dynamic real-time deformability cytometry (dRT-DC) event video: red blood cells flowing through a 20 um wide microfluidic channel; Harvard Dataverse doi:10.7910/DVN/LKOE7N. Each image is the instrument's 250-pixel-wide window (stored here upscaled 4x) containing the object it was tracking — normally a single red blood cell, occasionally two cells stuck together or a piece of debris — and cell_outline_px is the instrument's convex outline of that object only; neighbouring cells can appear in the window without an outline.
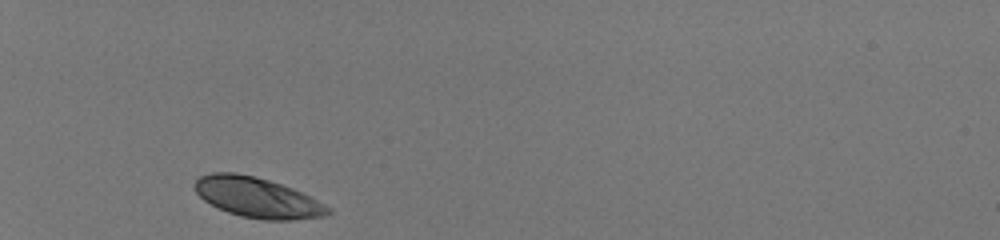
{"species": "human", "species_latin": "Homo sapiens", "temperature_condition": "room temperature", "stored_images_in_passage": 30, "camera_frame_rate_fps": 3000, "um_per_image_px": 0.085, "donor": {"sex": "male"}, "frame": {"image": 1, "passage_image": 1, "time_ms": 0.0, "image_size_px": [1000, 240], "cell_outline_px": [[332, 212], [324, 216], [292, 220], [264, 220], [240, 216], [228, 212], [204, 200], [196, 192], [192, 184], [200, 176], [212, 172], [236, 172], [268, 180], [292, 188], [332, 208]], "centroid_in_image_um": [21.85, 16.79], "position_along_channel_um": 63.1, "area_um2": 30.98}}
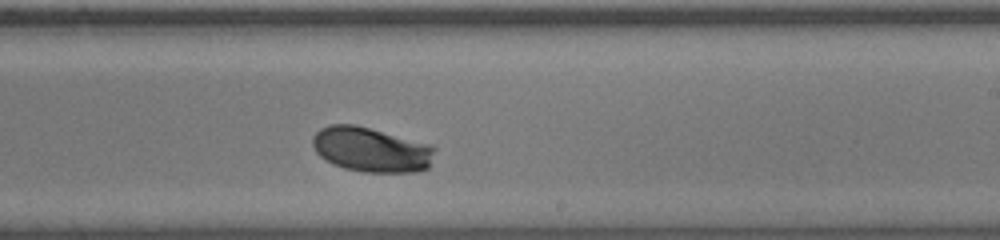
{"frame": {"image": 2, "passage_image": 18, "time_ms": 5.667, "image_size_px": [1000, 240], "cell_outline_px": [[436, 148], [428, 168], [420, 172], [364, 172], [344, 168], [332, 164], [324, 160], [316, 152], [312, 144], [312, 136], [320, 128], [328, 124], [356, 124], [432, 144]], "centroid_in_image_um": [31.54, 12.71], "position_along_channel_um": 257.5, "area_um2": 32.37}}
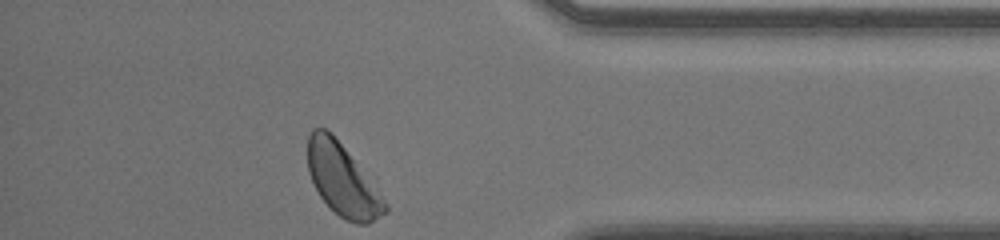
{"frame": {"image": 3, "passage_image": 30, "time_ms": 9.667, "image_size_px": [1000, 240], "cell_outline_px": [[388, 212], [368, 224], [356, 224], [344, 220], [320, 196], [308, 172], [308, 136], [312, 128], [324, 128], [332, 132], [388, 204]], "centroid_in_image_um": [29.1, 15.3], "position_along_channel_um": 406.1, "area_um2": 31.79}, "authors_computed_cell_mechanics": {"area_um2": 31.4143, "velocity_mm_per_s": 3.9831, "shape_relaxation_time_tau1_ms": 1.9045, "shape_relaxation_time_tau2_ms": null, "deformation_change_tau1": 0.1331, "deformation_change_tau2": null}}